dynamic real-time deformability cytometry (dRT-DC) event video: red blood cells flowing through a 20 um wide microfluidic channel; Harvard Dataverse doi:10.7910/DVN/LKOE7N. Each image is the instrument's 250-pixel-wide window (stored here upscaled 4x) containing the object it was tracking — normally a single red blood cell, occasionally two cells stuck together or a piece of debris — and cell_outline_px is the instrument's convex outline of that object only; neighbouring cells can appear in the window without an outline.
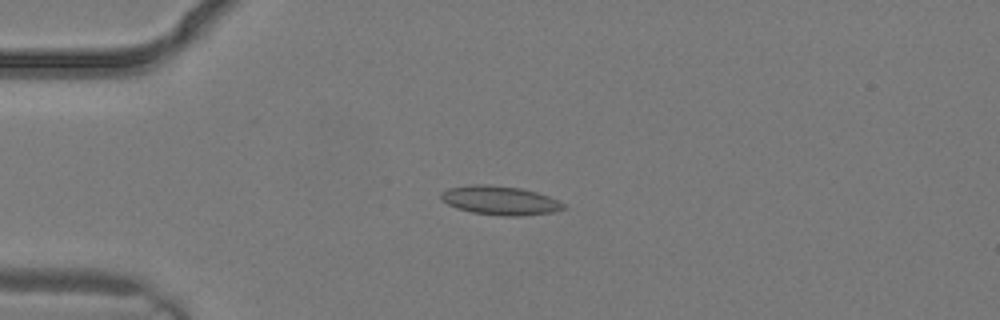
{"species": "common noctule bat (a hibernating species)", "species_latin": "Nyctalus noctula", "temperature_condition": "warm", "stored_images_in_passage": 2, "camera_frame_rate_fps": 3000, "um_per_image_px": 0.085, "animal": {"sex": "male", "body_mass_g": 19.2, "forearm_length_mm": 51.8}, "frame": {"image": 1, "passage_image": 2, "time_ms": 0.333, "image_size_px": [1000, 320], "cell_outline_px": [[564, 208], [552, 212], [524, 216], [500, 216], [472, 212], [456, 208], [440, 200], [440, 192], [448, 188], [468, 184], [488, 184], [520, 188], [536, 192], [560, 200], [564, 204]], "centroid_in_image_um": [42.46, 17.03], "position_along_channel_um": 42.5, "area_um2": 20.87}}